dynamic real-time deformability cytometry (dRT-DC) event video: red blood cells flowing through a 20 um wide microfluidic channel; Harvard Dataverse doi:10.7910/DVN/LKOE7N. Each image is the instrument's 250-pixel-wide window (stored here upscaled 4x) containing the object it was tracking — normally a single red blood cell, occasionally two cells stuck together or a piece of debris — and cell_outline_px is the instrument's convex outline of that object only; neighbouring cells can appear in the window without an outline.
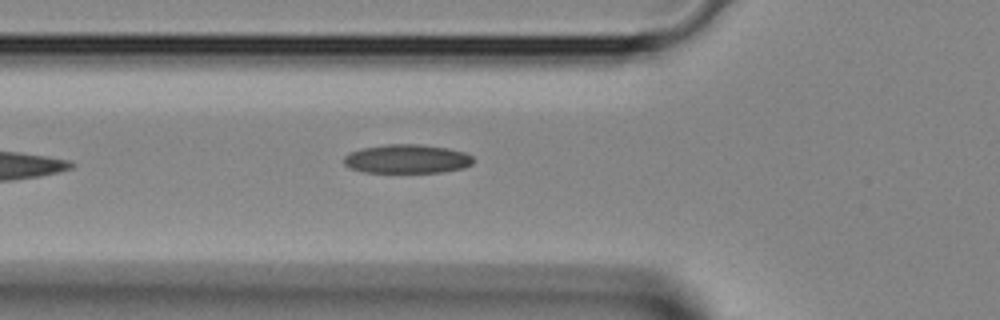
{"species": "Egyptian fruit bat (a non-hibernating species)", "species_latin": "Rousettus aegyptiacus", "temperature_condition": "room temperature", "stored_images_in_passage": 3, "camera_frame_rate_fps": 3000, "um_per_image_px": 0.085, "animal": {"sex": "female"}, "frame": {"image": 1, "passage_image": 3, "time_ms": 0.667, "image_size_px": [1000, 320], "cell_outline_px": [[476, 160], [472, 164], [464, 168], [444, 172], [364, 172], [348, 168], [344, 164], [344, 156], [348, 152], [360, 148], [388, 144], [420, 144], [448, 148], [464, 152], [472, 156]], "centroid_in_image_um": [34.59, 13.5], "position_along_channel_um": 91.2, "area_um2": 22.08}}